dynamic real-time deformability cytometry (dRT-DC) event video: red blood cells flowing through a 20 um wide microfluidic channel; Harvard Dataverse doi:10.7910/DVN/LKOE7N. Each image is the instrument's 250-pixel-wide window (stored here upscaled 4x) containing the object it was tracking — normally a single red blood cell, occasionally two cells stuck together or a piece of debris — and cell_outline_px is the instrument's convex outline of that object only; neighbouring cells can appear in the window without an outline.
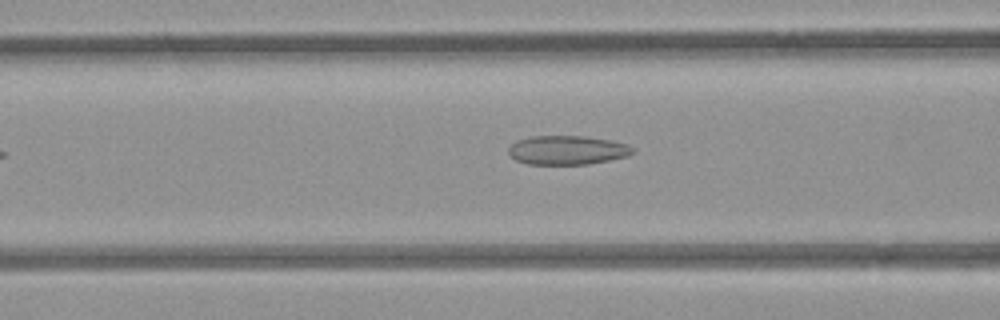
{"species": "common noctule bat (a hibernating species)", "species_latin": "Nyctalus noctula", "temperature_condition": "room temperature", "stored_images_in_passage": 8, "camera_frame_rate_fps": 3000, "um_per_image_px": 0.085, "animal": {"sex": "female", "body_mass_g": 21.9}, "frame": {"image": 1, "passage_image": 6, "time_ms": 1.667, "image_size_px": [1000, 320], "cell_outline_px": [[636, 152], [628, 156], [588, 164], [528, 164], [516, 160], [508, 152], [508, 148], [516, 140], [532, 136], [584, 136], [608, 140], [628, 144]], "centroid_in_image_um": [48.21, 12.76], "position_along_channel_um": 118.4, "area_um2": 20.92}}